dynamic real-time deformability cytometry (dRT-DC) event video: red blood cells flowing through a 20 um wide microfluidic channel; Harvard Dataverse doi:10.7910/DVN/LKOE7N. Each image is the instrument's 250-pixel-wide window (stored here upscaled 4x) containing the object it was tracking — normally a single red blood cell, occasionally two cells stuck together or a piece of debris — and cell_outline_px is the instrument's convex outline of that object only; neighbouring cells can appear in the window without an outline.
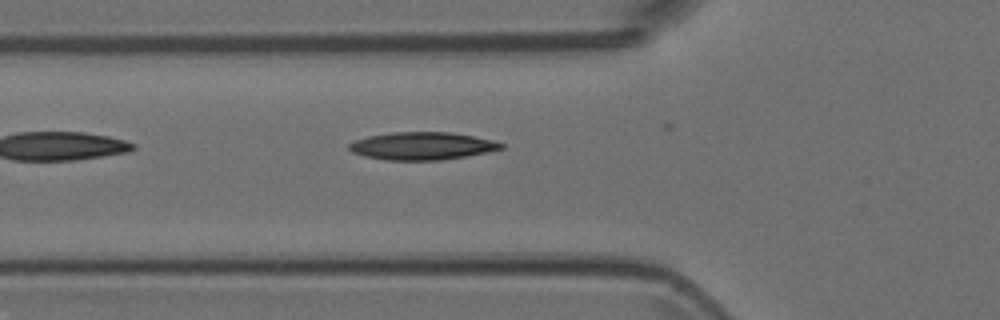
{"species": "Egyptian fruit bat (a non-hibernating species)", "species_latin": "Rousettus aegyptiacus", "temperature_condition": "room temperature", "stored_images_in_passage": 6, "camera_frame_rate_fps": 3000, "um_per_image_px": 0.085, "animal": {"sex": "female"}, "frame": {"image": 1, "passage_image": 5, "time_ms": 1.333, "image_size_px": [1000, 320], "cell_outline_px": [[504, 148], [488, 152], [440, 160], [388, 160], [364, 156], [352, 152], [348, 148], [348, 144], [356, 140], [368, 136], [392, 132], [452, 132], [492, 140], [504, 144]], "centroid_in_image_um": [35.87, 12.4], "position_along_channel_um": 89.9, "area_um2": 24.39}}